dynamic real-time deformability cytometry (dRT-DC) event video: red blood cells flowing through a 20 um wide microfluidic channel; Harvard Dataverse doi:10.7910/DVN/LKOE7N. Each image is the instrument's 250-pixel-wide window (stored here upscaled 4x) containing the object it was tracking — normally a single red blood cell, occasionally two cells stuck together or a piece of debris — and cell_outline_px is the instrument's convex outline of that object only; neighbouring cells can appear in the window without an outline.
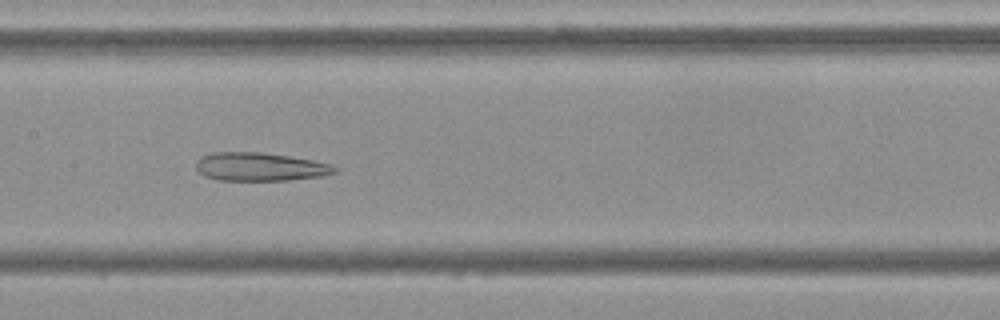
{"species": "Egyptian fruit bat (a non-hibernating species)", "species_latin": "Rousettus aegyptiacus", "temperature_condition": "cold", "stored_images_in_passage": 54, "camera_frame_rate_fps": 3000, "um_per_image_px": 0.085, "frame": {"image": 1, "passage_image": 26, "time_ms": 8.333, "image_size_px": [1000, 320], "cell_outline_px": [[340, 168], [336, 172], [320, 176], [288, 180], [216, 180], [204, 176], [196, 168], [196, 160], [200, 156], [212, 152], [260, 152], [288, 156], [312, 160], [332, 164]], "centroid_in_image_um": [22.08, 14.17], "position_along_channel_um": 185.3, "area_um2": 23.0}}
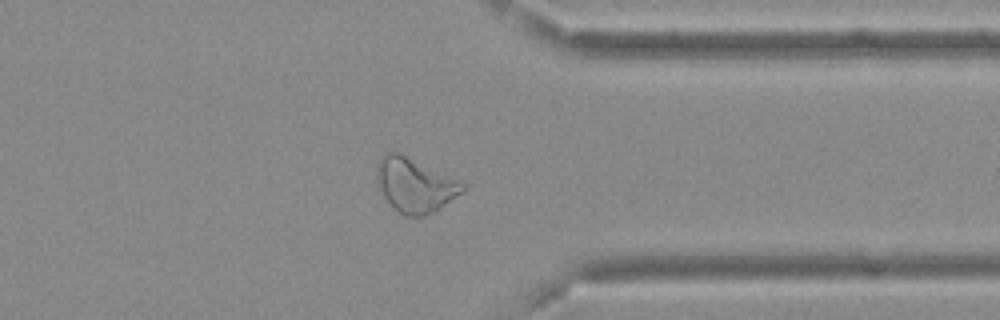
{"frame": {"image": 2, "passage_image": 42, "time_ms": 13.667, "image_size_px": [1000, 320], "cell_outline_px": [[468, 184], [460, 192], [432, 212], [424, 216], [404, 216], [384, 196], [376, 180], [376, 164], [380, 156], [384, 152], [396, 152], [460, 180]], "centroid_in_image_um": [35.22, 15.7], "position_along_channel_um": 376.2, "area_um2": 26.41}}
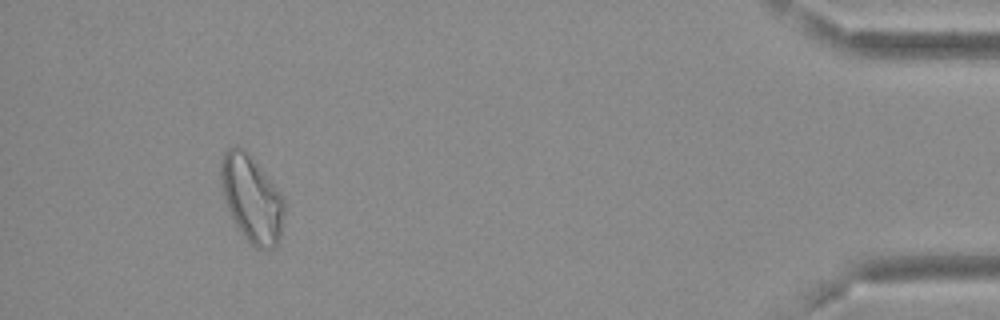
{"frame": {"image": 3, "passage_image": 50, "time_ms": 16.333, "image_size_px": [1000, 320], "cell_outline_px": [[284, 212], [280, 240], [272, 248], [256, 248], [244, 236], [236, 224], [228, 208], [220, 184], [220, 160], [224, 152], [228, 148], [244, 148], [248, 152], [280, 192], [284, 200]], "centroid_in_image_um": [21.39, 16.87], "position_along_channel_um": 413.8, "area_um2": 31.67}, "authors_computed_cell_mechanics": {"area_um2": 29.0445, "velocity_mm_per_s": 3.6778, "shape_relaxation_time_tau1_ms": null, "shape_relaxation_time_tau2_ms": 5.4582, "deformation_change_tau1": null, "deformation_change_tau2": 0.1645}}